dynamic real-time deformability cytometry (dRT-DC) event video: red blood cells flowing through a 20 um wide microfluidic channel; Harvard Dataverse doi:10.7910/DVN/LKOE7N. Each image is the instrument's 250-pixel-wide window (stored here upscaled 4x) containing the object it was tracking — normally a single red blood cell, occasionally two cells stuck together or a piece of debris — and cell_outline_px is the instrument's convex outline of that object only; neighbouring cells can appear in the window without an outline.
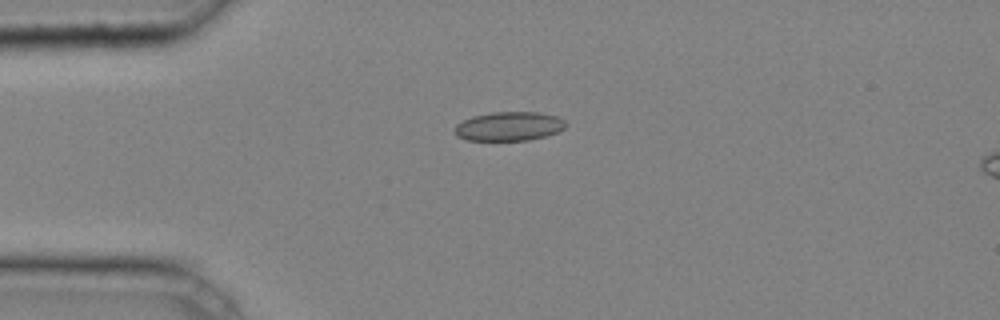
{"species": "common noctule bat (a hibernating species)", "species_latin": "Nyctalus noctula", "temperature_condition": "cold", "stored_images_in_passage": 32, "camera_frame_rate_fps": 3000, "um_per_image_px": 0.085, "animal": {"sex": "male", "body_mass_g": 20.4}, "frame": {"image": 1, "passage_image": 1, "time_ms": 0.0, "image_size_px": [1000, 320], "cell_outline_px": [[568, 124], [560, 132], [528, 140], [468, 140], [456, 136], [456, 124], [472, 116], [492, 112], [536, 112], [556, 116], [564, 120]], "centroid_in_image_um": [43.29, 10.73], "position_along_channel_um": 41.7, "area_um2": 18.73}}
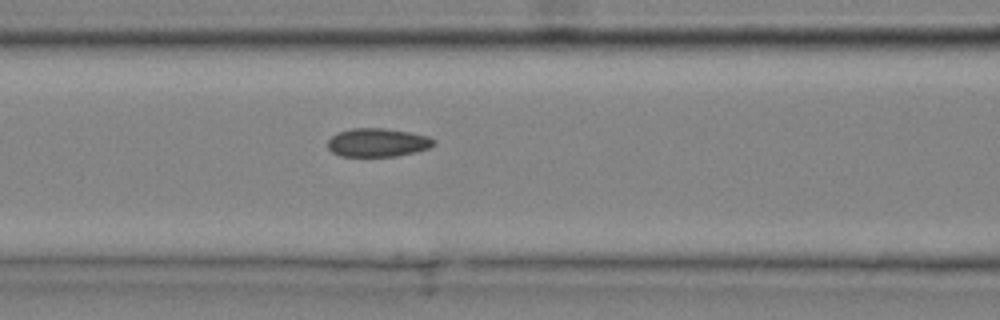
{"frame": {"image": 2, "passage_image": 9, "time_ms": 2.667, "image_size_px": [1000, 320], "cell_outline_px": [[436, 144], [428, 148], [416, 152], [396, 156], [340, 156], [332, 152], [328, 148], [328, 140], [336, 132], [352, 128], [384, 128], [408, 132], [428, 136], [436, 140]], "centroid_in_image_um": [32.09, 12.11], "position_along_channel_um": 134.5, "area_um2": 17.69}}
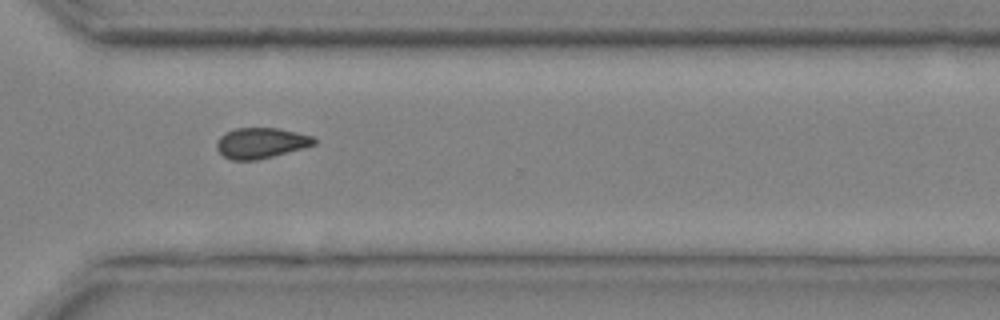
{"frame": {"image": 3, "passage_image": 24, "time_ms": 7.667, "image_size_px": [1000, 320], "cell_outline_px": [[316, 144], [304, 148], [256, 160], [232, 160], [224, 156], [216, 148], [216, 140], [220, 136], [236, 128], [276, 128], [296, 132], [312, 136], [316, 140]], "centroid_in_image_um": [22.17, 12.15], "position_along_channel_um": 348.4, "area_um2": 17.22}, "authors_computed_cell_mechanics": {"area_um2": 17.4845, "velocity_mm_per_s": 4.2693, "shape_relaxation_time_tau1_ms": null, "shape_relaxation_time_tau2_ms": 2.1909, "deformation_change_tau1": null, "deformation_change_tau2": 0.0611}}